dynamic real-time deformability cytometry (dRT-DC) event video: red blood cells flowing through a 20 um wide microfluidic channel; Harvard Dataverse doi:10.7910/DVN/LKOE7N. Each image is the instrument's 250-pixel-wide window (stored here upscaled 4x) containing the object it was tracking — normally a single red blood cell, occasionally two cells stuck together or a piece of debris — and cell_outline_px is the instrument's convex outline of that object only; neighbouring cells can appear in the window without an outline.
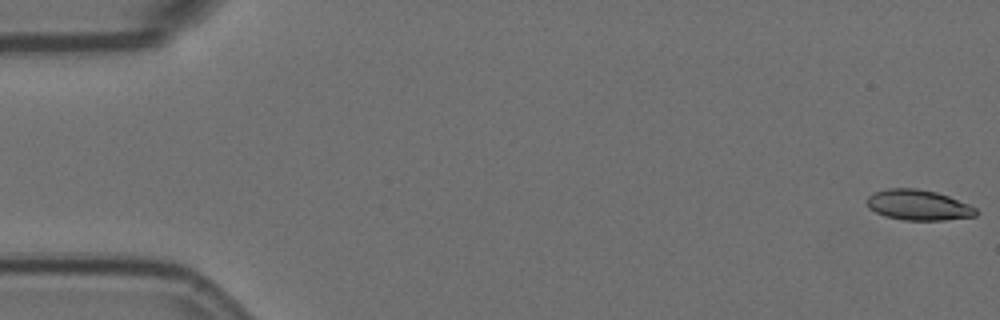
{"species": "Egyptian fruit bat (a non-hibernating species)", "species_latin": "Rousettus aegyptiacus", "temperature_condition": "room temperature", "stored_images_in_passage": 5, "camera_frame_rate_fps": 3000, "um_per_image_px": 0.085, "animal": {"sex": "female"}, "frame": {"image": 1, "passage_image": 1, "time_ms": 0.0, "image_size_px": [1000, 320], "cell_outline_px": [[980, 212], [976, 216], [944, 220], [904, 220], [884, 216], [868, 208], [864, 200], [872, 192], [888, 188], [916, 188], [936, 192], [948, 196], [968, 204], [976, 208]], "centroid_in_image_um": [78.02, 17.42], "position_along_channel_um": 7.0, "area_um2": 19.59}}
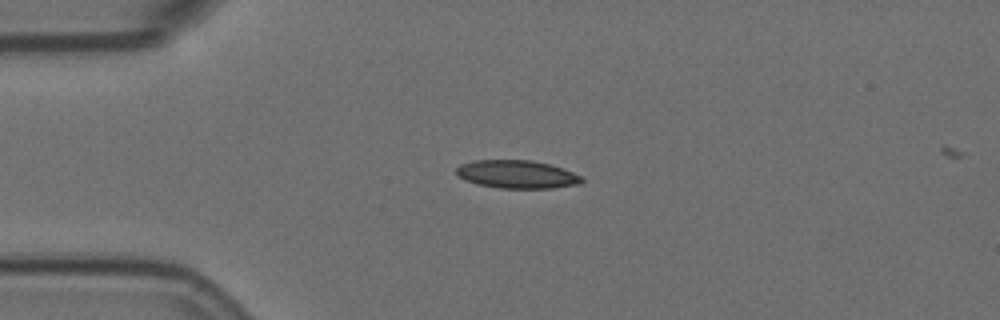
{"frame": {"image": 2, "passage_image": 4, "time_ms": 1.0, "image_size_px": [1000, 320], "cell_outline_px": [[584, 180], [580, 184], [552, 188], [500, 188], [480, 184], [464, 180], [456, 176], [456, 168], [460, 164], [472, 160], [532, 160], [564, 168], [580, 176]], "centroid_in_image_um": [43.92, 14.81], "position_along_channel_um": 41.1, "area_um2": 20.58}}